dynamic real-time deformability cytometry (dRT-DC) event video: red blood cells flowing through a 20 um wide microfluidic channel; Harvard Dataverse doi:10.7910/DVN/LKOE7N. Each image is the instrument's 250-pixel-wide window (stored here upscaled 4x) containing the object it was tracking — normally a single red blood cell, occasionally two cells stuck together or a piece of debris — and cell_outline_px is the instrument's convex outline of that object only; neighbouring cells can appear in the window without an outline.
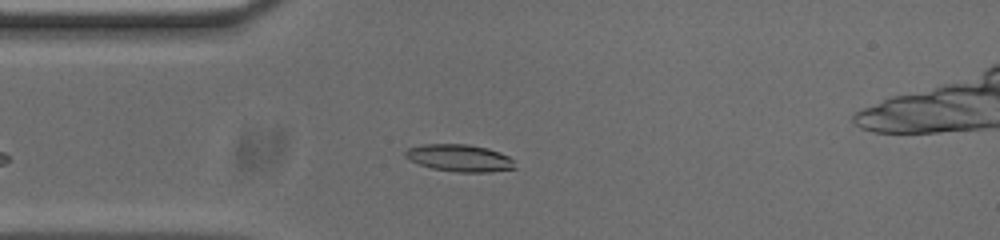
{"species": "common noctule bat (a hibernating species)", "species_latin": "Nyctalus noctula", "temperature_condition": "cold", "stored_images_in_passage": 45, "camera_frame_rate_fps": 3000, "um_per_image_px": 0.085, "animal": {"sex": "male", "body_mass_g": 20.0, "forearm_length_mm": 53.3}, "frame": {"image": 1, "passage_image": 4, "time_ms": 1.0, "image_size_px": [1000, 240], "cell_outline_px": [[516, 168], [492, 172], [456, 172], [432, 168], [420, 164], [404, 156], [404, 152], [408, 148], [424, 144], [468, 144], [488, 148], [500, 152], [508, 156], [512, 160]], "centroid_in_image_um": [39.08, 13.43], "position_along_channel_um": 45.9, "area_um2": 17.28}}
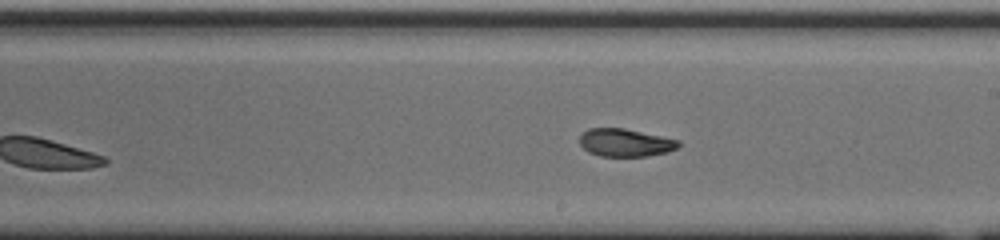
{"frame": {"image": 2, "passage_image": 20, "time_ms": 6.333, "image_size_px": [1000, 240], "cell_outline_px": [[680, 144], [676, 148], [668, 152], [648, 156], [600, 156], [588, 152], [580, 144], [580, 136], [588, 128], [624, 128], [680, 140]], "centroid_in_image_um": [53.15, 12.12], "position_along_channel_um": 235.8, "area_um2": 16.01}}
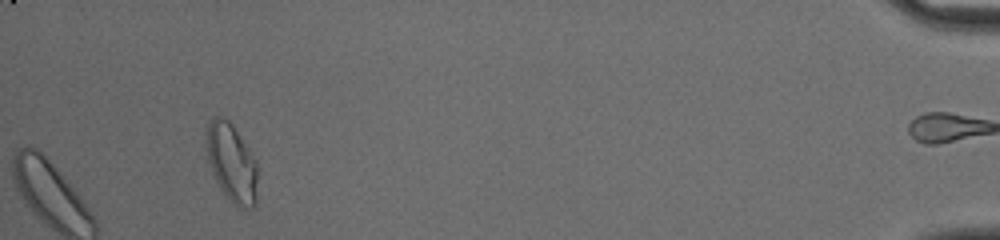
{"frame": {"image": 3, "passage_image": 41, "time_ms": 13.333, "image_size_px": [1000, 240], "cell_outline_px": [[256, 204], [252, 208], [244, 212], [236, 208], [228, 200], [220, 188], [212, 172], [208, 160], [208, 124], [216, 116], [224, 116], [232, 124], [256, 160]], "centroid_in_image_um": [19.72, 13.94], "position_along_channel_um": 415.5, "area_um2": 23.24}, "authors_computed_cell_mechanics": {"area_um2": 16.6464, "velocity_mm_per_s": 3.7255, "shape_relaxation_time_tau1_ms": null, "shape_relaxation_time_tau2_ms": 3.1792, "deformation_change_tau1": null, "deformation_change_tau2": 0.0773}}